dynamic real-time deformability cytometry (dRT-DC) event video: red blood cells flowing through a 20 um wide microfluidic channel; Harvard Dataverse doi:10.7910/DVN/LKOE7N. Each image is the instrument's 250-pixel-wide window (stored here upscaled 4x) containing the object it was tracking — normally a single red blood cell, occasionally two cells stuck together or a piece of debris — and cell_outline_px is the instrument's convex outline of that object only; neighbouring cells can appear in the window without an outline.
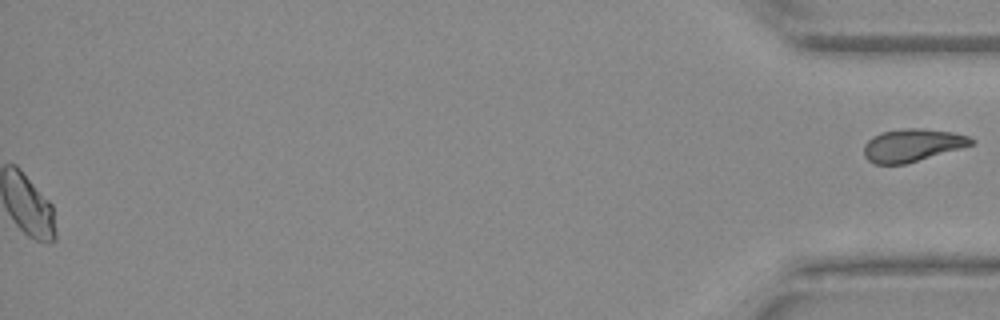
{"species": "Egyptian fruit bat (a non-hibernating species)", "species_latin": "Rousettus aegyptiacus", "temperature_condition": "warm", "stored_images_in_passage": 35, "segment_of_instrument_passage": [2, 2], "camera_frame_rate_fps": 3000, "um_per_image_px": 0.085, "animal": {"sex": "female"}, "frame": {"image": 1, "passage_image": 35, "time_ms": 11.333, "image_size_px": [1000, 320], "cell_outline_px": [[976, 140], [972, 144], [960, 148], [904, 164], [876, 164], [868, 160], [864, 156], [864, 144], [872, 136], [880, 132], [908, 128], [920, 128], [952, 132], [968, 136]], "centroid_in_image_um": [77.51, 12.33], "position_along_channel_um": 357.7, "area_um2": 20.23}}